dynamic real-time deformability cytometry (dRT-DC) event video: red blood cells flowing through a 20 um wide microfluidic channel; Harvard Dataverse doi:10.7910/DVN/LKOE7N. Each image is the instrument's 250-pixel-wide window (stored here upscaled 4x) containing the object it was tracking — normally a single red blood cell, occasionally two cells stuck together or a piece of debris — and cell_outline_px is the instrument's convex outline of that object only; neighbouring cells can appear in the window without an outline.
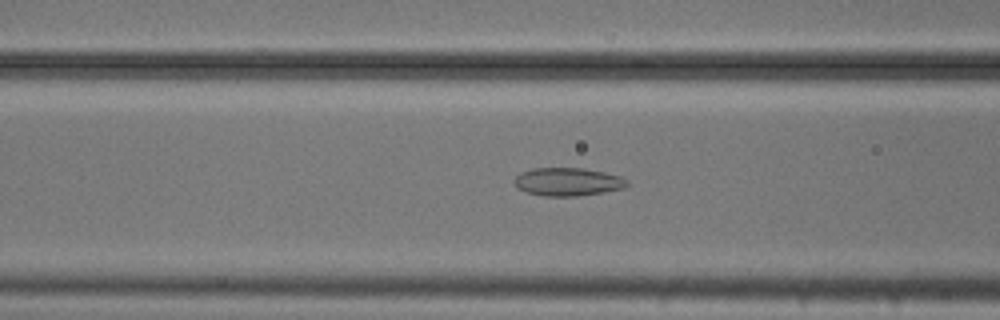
{"species": "common noctule bat (a hibernating species)", "species_latin": "Nyctalus noctula", "temperature_condition": "cold", "stored_images_in_passage": 50, "camera_frame_rate_fps": 3000, "um_per_image_px": 0.085, "animal": {"sex": "male", "body_mass_g": 20.5, "forearm_length_mm": 52.5}, "frame": {"image": 1, "passage_image": 17, "time_ms": 5.333, "image_size_px": [1000, 320], "cell_outline_px": [[628, 184], [624, 188], [604, 192], [576, 196], [544, 196], [528, 192], [516, 188], [512, 180], [520, 172], [532, 168], [584, 168], [604, 172], [620, 176], [628, 180]], "centroid_in_image_um": [48.23, 15.45], "position_along_channel_um": 118.4, "area_um2": 18.61}}
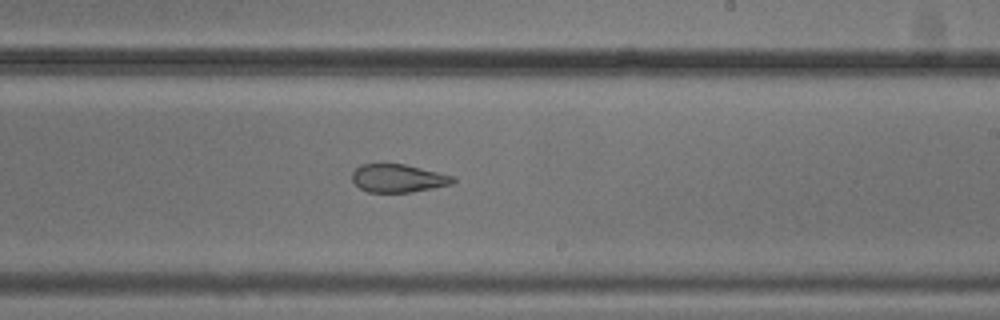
{"frame": {"image": 2, "passage_image": 28, "time_ms": 9.0, "image_size_px": [1000, 320], "cell_outline_px": [[456, 180], [452, 184], [412, 192], [368, 192], [360, 188], [352, 180], [352, 172], [360, 164], [404, 164], [456, 176]], "centroid_in_image_um": [33.86, 15.15], "position_along_channel_um": 255.1, "area_um2": 16.53}}
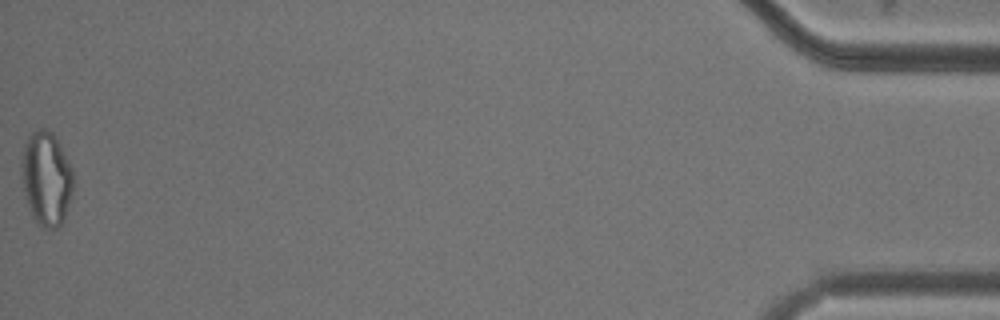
{"frame": {"image": 3, "passage_image": 50, "time_ms": 16.333, "image_size_px": [1000, 320], "cell_outline_px": [[72, 192], [64, 220], [56, 228], [44, 228], [32, 216], [24, 192], [20, 164], [24, 144], [28, 136], [32, 132], [40, 128], [48, 128], [52, 132], [72, 168]], "centroid_in_image_um": [3.92, 15.15], "position_along_channel_um": 431.3, "area_um2": 28.09}, "authors_computed_cell_mechanics": {"area_um2": 21.7328, "velocity_mm_per_s": 3.7338, "shape_relaxation_time_tau1_ms": null, "shape_relaxation_time_tau2_ms": 2.9649, "deformation_change_tau1": null, "deformation_change_tau2": 0.0906}}